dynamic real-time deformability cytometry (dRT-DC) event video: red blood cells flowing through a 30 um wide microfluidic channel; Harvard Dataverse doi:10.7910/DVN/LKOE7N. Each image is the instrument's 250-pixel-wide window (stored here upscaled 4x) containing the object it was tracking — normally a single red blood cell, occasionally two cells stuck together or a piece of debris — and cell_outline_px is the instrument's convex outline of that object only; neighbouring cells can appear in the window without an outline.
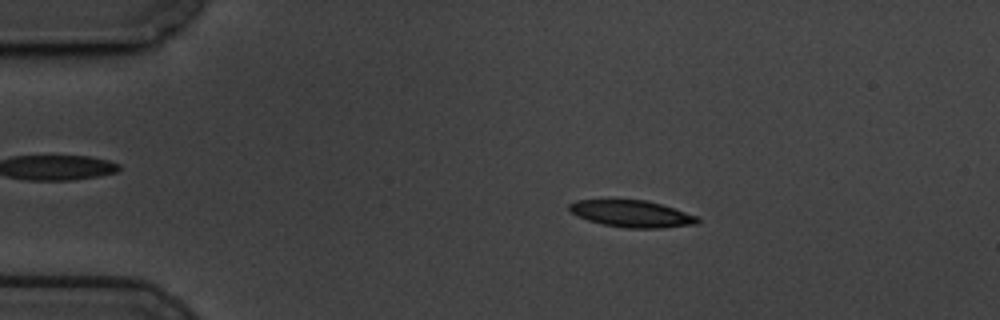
{"species": "common noctule bat (a hibernating species)", "species_latin": "Nyctalus noctula", "temperature_condition": "cold", "stored_images_in_passage": 57, "camera_frame_rate_fps": 3000, "um_per_image_px": 0.085, "animal": {"sex": "male", "body_mass_g": 19.5, "forearm_length_mm": 54.6}, "frame": {"image": 1, "passage_image": 10, "time_ms": 3.0, "image_size_px": [1000, 320], "cell_outline_px": [[700, 220], [696, 224], [660, 228], [628, 228], [604, 224], [588, 220], [576, 216], [568, 208], [568, 204], [576, 200], [644, 200], [660, 204], [696, 216]], "centroid_in_image_um": [53.66, 18.17], "position_along_channel_um": 31.3, "area_um2": 19.71}}
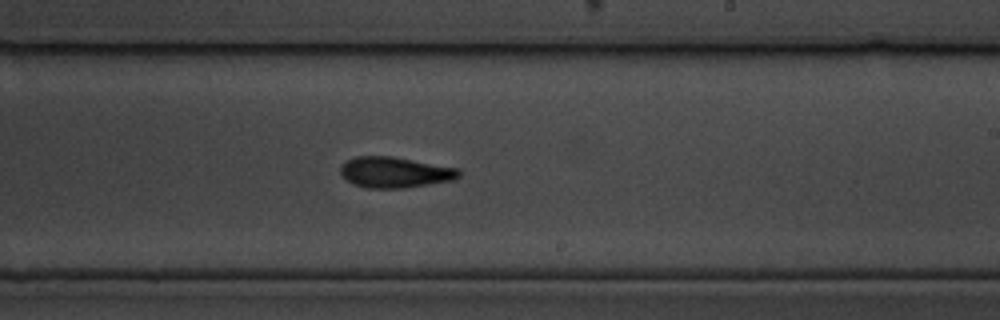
{"frame": {"image": 2, "passage_image": 34, "time_ms": 11.0, "image_size_px": [1000, 320], "cell_outline_px": [[460, 176], [452, 180], [404, 188], [368, 188], [352, 184], [340, 172], [340, 164], [356, 156], [392, 156], [460, 168]], "centroid_in_image_um": [33.56, 14.64], "position_along_channel_um": 255.4, "area_um2": 21.27}}
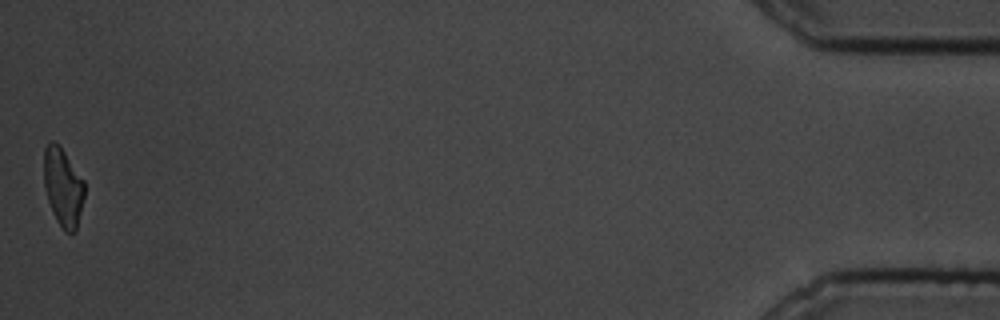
{"frame": {"image": 3, "passage_image": 57, "time_ms": 18.667, "image_size_px": [1000, 320], "cell_outline_px": [[84, 196], [76, 232], [64, 232], [56, 220], [52, 212], [48, 200], [44, 184], [44, 148], [52, 140], [60, 144], [84, 180]], "centroid_in_image_um": [5.36, 15.89], "position_along_channel_um": 429.8, "area_um2": 18.67}, "authors_computed_cell_mechanics": {"area_um2": 20.519, "velocity_mm_per_s": 3.4537, "shape_relaxation_time_tau1_ms": 3.9528, "shape_relaxation_time_tau2_ms": 2.5767, "deformation_change_tau1": 0.1533, "deformation_change_tau2": 0.1015}}